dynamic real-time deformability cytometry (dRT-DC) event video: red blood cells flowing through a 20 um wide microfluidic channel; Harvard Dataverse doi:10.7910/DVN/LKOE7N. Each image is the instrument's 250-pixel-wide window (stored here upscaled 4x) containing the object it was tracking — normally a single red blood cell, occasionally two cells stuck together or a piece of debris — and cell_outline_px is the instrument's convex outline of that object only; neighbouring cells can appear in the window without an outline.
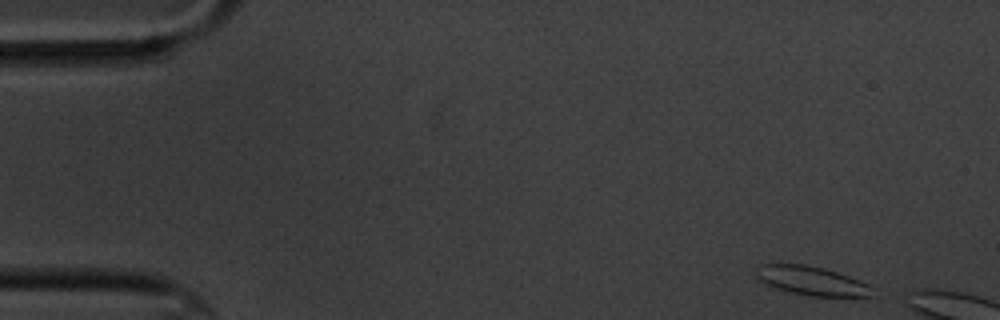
{"species": "common noctule bat (a hibernating species)", "species_latin": "Nyctalus noctula", "temperature_condition": "cold", "stored_images_in_passage": 3, "camera_frame_rate_fps": 3000, "um_per_image_px": 0.085, "animal": {"sex": "male", "body_mass_g": 20.1, "forearm_length_mm": 53.5}, "frame": {"image": 1, "passage_image": 1, "time_ms": 0.0, "image_size_px": [1000, 320], "cell_outline_px": [[876, 288], [872, 296], [808, 296], [776, 288], [764, 284], [756, 276], [756, 264], [804, 264], [824, 268], [860, 280]], "centroid_in_image_um": [68.99, 23.86], "position_along_channel_um": 16.0, "area_um2": 19.71}}